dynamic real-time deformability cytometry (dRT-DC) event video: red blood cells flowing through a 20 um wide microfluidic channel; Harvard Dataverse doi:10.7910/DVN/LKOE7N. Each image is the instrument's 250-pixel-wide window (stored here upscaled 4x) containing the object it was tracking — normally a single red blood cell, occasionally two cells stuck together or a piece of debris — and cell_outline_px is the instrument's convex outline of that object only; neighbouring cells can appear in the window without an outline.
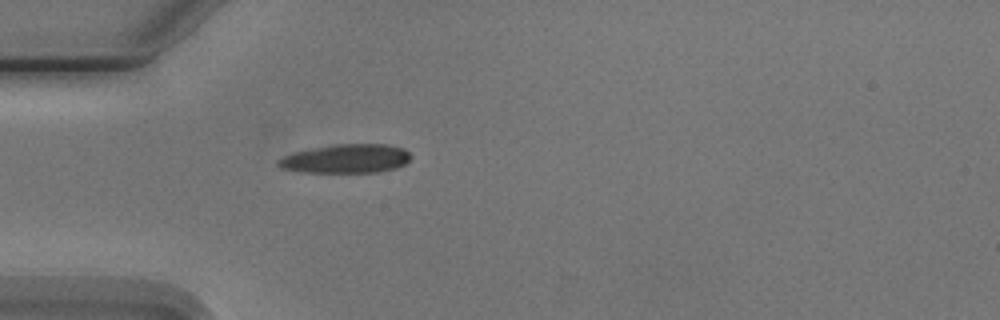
{"species": "Egyptian fruit bat (a non-hibernating species)", "species_latin": "Rousettus aegyptiacus", "temperature_condition": "cold", "stored_images_in_passage": 2, "camera_frame_rate_fps": 3000, "um_per_image_px": 0.085, "animal": {"sex": "male"}, "frame": {"image": 1, "passage_image": 1, "time_ms": 0.0, "image_size_px": [1000, 320], "cell_outline_px": [[412, 156], [404, 164], [396, 168], [376, 172], [304, 172], [280, 168], [276, 164], [284, 156], [296, 152], [336, 144], [388, 144], [404, 148]], "centroid_in_image_um": [29.46, 13.49], "position_along_channel_um": 55.5, "area_um2": 22.02}}